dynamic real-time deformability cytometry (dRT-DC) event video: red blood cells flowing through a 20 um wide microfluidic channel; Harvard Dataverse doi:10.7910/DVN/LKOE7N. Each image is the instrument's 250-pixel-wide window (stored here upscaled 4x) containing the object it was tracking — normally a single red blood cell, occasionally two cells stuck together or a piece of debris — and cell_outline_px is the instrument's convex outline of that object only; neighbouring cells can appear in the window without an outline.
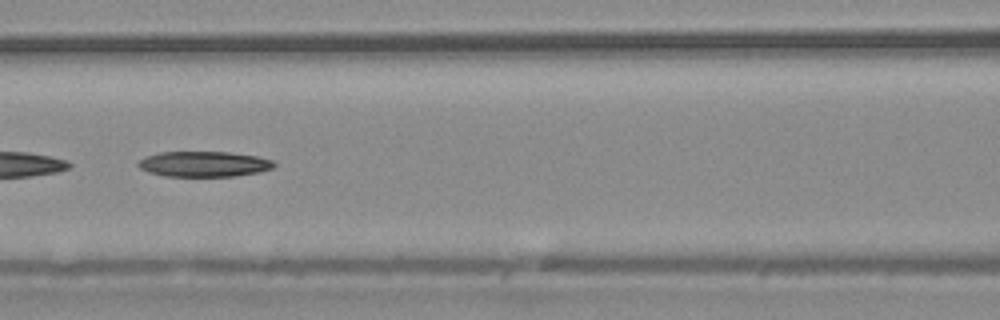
{"species": "common noctule bat (a hibernating species)", "species_latin": "Nyctalus noctula", "temperature_condition": "warm", "stored_images_in_passage": 9, "camera_frame_rate_fps": 3000, "um_per_image_px": 0.085, "animal": {"sex": "male", "body_mass_g": 20.4}, "frame": {"image": 1, "passage_image": 7, "time_ms": 2.0, "image_size_px": [1000, 320], "cell_outline_px": [[276, 164], [272, 168], [260, 172], [236, 176], [164, 176], [148, 172], [140, 168], [136, 164], [140, 160], [148, 156], [160, 152], [228, 152], [256, 156], [272, 160]], "centroid_in_image_um": [17.34, 13.95], "position_along_channel_um": 149.3, "area_um2": 20.06}}